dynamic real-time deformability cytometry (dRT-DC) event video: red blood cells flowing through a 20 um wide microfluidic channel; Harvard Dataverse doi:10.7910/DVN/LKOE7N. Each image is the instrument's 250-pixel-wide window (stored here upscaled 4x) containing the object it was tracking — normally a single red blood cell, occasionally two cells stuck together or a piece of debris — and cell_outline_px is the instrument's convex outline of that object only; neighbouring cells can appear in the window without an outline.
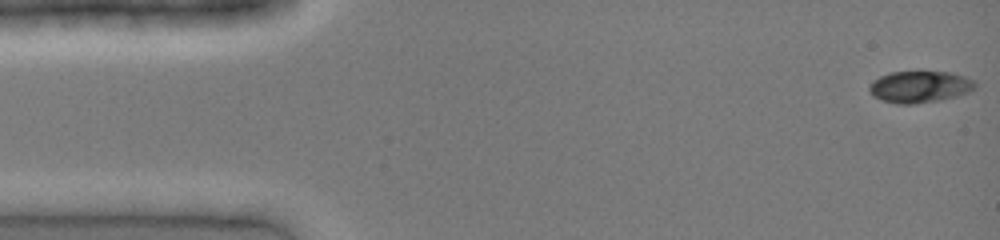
{"species": "common noctule bat (a hibernating species)", "species_latin": "Nyctalus noctula", "temperature_condition": "cold", "stored_images_in_passage": 42, "camera_frame_rate_fps": 3000, "um_per_image_px": 0.085, "animal": {"sex": "female", "body_mass_g": 19.0, "forearm_length_mm": 51.5}, "frame": {"image": 1, "passage_image": 1, "time_ms": 0.0, "image_size_px": [1000, 240], "cell_outline_px": [[976, 88], [968, 92], [956, 96], [940, 100], [912, 104], [896, 104], [880, 100], [872, 96], [868, 88], [872, 80], [888, 72], [920, 68], [952, 72], [976, 80]], "centroid_in_image_um": [78.16, 7.32], "position_along_channel_um": 6.8, "area_um2": 20.69}}
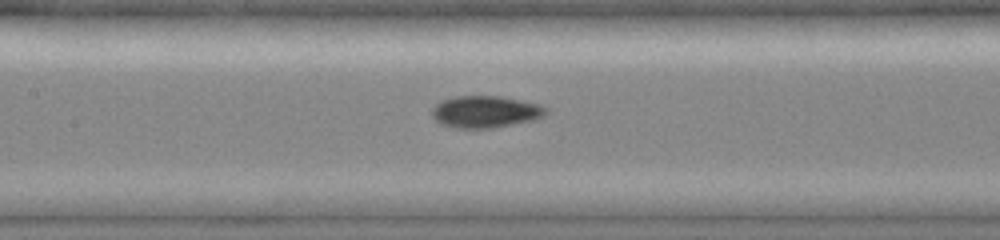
{"frame": {"image": 2, "passage_image": 19, "time_ms": 6.0, "image_size_px": [1000, 240], "cell_outline_px": [[548, 112], [532, 120], [492, 128], [456, 128], [440, 124], [432, 116], [432, 108], [436, 104], [444, 100], [456, 96], [496, 96], [536, 104], [544, 108]], "centroid_in_image_um": [41.17, 9.51], "position_along_channel_um": 166.2, "area_um2": 20.63}}
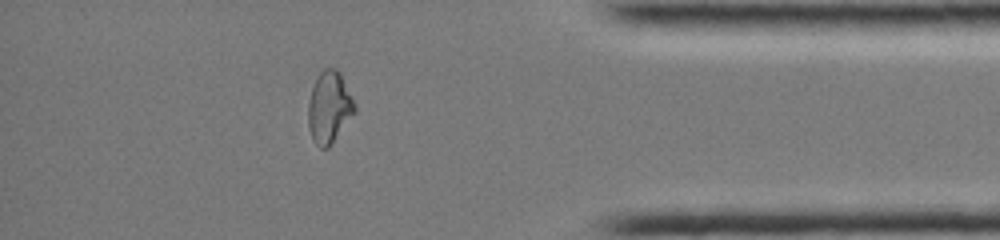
{"frame": {"image": 3, "passage_image": 36, "time_ms": 11.667, "image_size_px": [1000, 240], "cell_outline_px": [[356, 112], [332, 144], [328, 148], [320, 148], [312, 140], [308, 128], [308, 104], [312, 88], [320, 72], [324, 68], [336, 68], [340, 72], [356, 104]], "centroid_in_image_um": [28.0, 9.15], "position_along_channel_um": 407.2, "area_um2": 19.65}}